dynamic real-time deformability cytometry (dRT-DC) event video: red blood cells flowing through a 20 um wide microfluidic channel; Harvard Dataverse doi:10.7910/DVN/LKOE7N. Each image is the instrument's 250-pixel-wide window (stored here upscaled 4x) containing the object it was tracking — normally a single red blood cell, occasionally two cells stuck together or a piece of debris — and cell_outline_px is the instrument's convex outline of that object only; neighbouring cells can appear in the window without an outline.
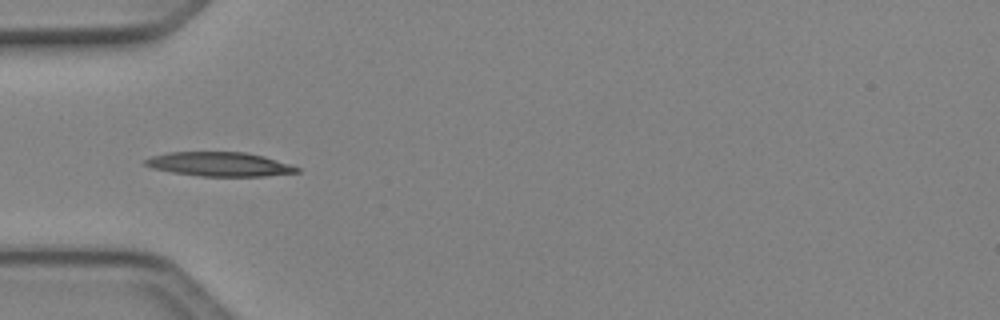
{"species": "Egyptian fruit bat (a non-hibernating species)", "species_latin": "Rousettus aegyptiacus", "temperature_condition": "cold", "stored_images_in_passage": 34, "camera_frame_rate_fps": 3000, "um_per_image_px": 0.085, "animal": {"sex": "female"}, "frame": {"image": 1, "passage_image": 1, "time_ms": 0.0, "image_size_px": [1000, 320], "cell_outline_px": [[300, 172], [264, 176], [200, 176], [172, 172], [152, 168], [144, 164], [144, 160], [152, 156], [168, 152], [248, 152], [264, 156], [300, 168]], "centroid_in_image_um": [18.65, 13.95], "position_along_channel_um": 66.4, "area_um2": 21.27}}
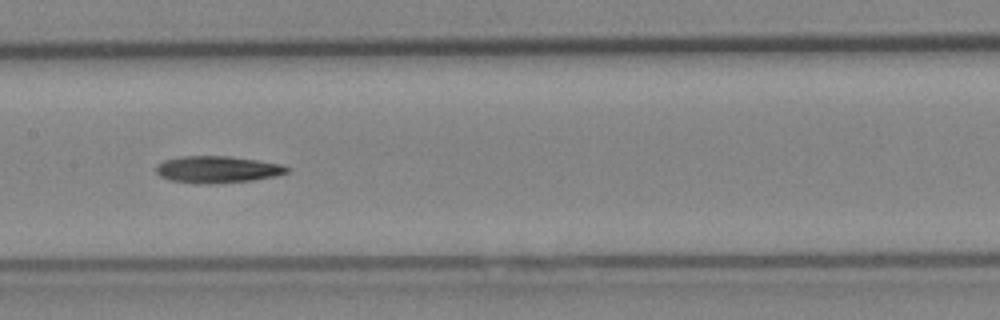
{"frame": {"image": 2, "passage_image": 10, "time_ms": 3.0, "image_size_px": [1000, 320], "cell_outline_px": [[288, 172], [276, 176], [252, 180], [212, 184], [196, 184], [168, 180], [160, 176], [156, 172], [156, 164], [164, 160], [180, 156], [228, 156], [256, 160], [280, 164], [288, 168]], "centroid_in_image_um": [18.41, 14.41], "position_along_channel_um": 189.0, "area_um2": 20.58}}
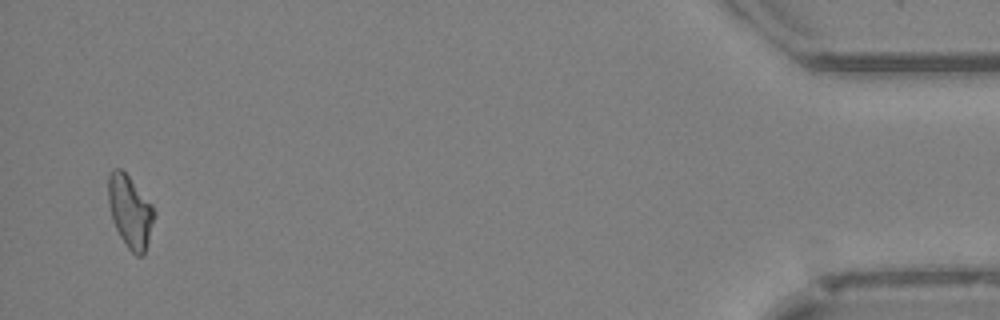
{"frame": {"image": 3, "passage_image": 33, "time_ms": 10.667, "image_size_px": [1000, 320], "cell_outline_px": [[156, 216], [144, 256], [136, 256], [128, 248], [120, 236], [112, 220], [108, 200], [108, 176], [112, 168], [120, 168], [128, 176], [152, 204], [156, 212]], "centroid_in_image_um": [11.08, 18.0], "position_along_channel_um": 424.1, "area_um2": 19.48}, "authors_computed_cell_mechanics": {"area_um2": 19.6231, "velocity_mm_per_s": 4.1329, "shape_relaxation_time_tau1_ms": null, "shape_relaxation_time_tau2_ms": 11.2931, "deformation_change_tau1": null, "deformation_change_tau2": 0.245}}